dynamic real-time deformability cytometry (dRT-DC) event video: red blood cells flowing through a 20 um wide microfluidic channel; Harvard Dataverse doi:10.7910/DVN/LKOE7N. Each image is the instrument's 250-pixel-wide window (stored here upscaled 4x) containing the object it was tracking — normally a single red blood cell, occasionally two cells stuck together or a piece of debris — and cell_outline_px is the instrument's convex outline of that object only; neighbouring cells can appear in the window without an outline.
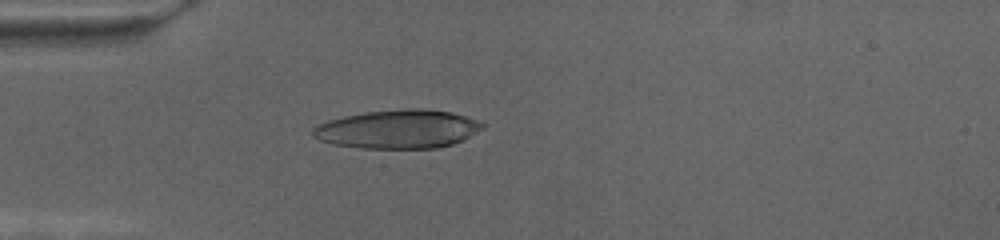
{"species": "human", "species_latin": "Homo sapiens", "temperature_condition": "cold", "stored_images_in_passage": 70, "camera_frame_rate_fps": 3000, "um_per_image_px": 0.085, "donor": {"sex": "female"}, "frame": {"image": 1, "passage_image": 20, "time_ms": 6.333, "image_size_px": [1000, 240], "cell_outline_px": [[484, 128], [464, 140], [452, 144], [436, 148], [360, 148], [332, 144], [320, 140], [312, 136], [312, 128], [328, 120], [344, 116], [368, 112], [412, 108], [424, 108], [452, 112], [480, 120], [484, 124]], "centroid_in_image_um": [33.86, 10.98], "position_along_channel_um": 51.1, "area_um2": 38.32}}
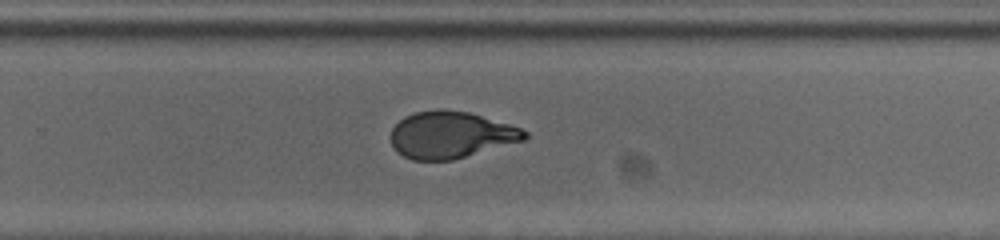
{"frame": {"image": 2, "passage_image": 46, "time_ms": 15.0, "image_size_px": [1000, 240], "cell_outline_px": [[528, 136], [524, 140], [452, 160], [412, 160], [396, 152], [388, 136], [392, 128], [404, 116], [416, 112], [468, 112], [508, 124], [520, 128], [528, 132]], "centroid_in_image_um": [38.28, 11.5], "position_along_channel_um": 291.5, "area_um2": 35.72}}
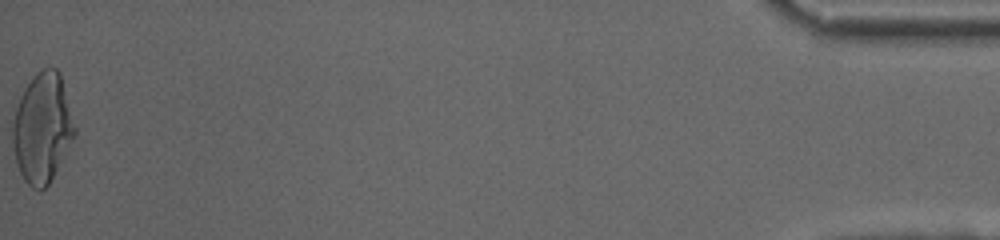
{"frame": {"image": 3, "passage_image": 70, "time_ms": 23.0, "image_size_px": [1000, 240], "cell_outline_px": [[76, 136], [48, 184], [44, 188], [32, 188], [24, 180], [16, 164], [12, 144], [12, 124], [16, 108], [20, 96], [24, 88], [36, 72], [44, 68], [56, 68], [60, 72], [76, 128]], "centroid_in_image_um": [3.6, 10.86], "position_along_channel_um": 431.6, "area_um2": 39.65}}